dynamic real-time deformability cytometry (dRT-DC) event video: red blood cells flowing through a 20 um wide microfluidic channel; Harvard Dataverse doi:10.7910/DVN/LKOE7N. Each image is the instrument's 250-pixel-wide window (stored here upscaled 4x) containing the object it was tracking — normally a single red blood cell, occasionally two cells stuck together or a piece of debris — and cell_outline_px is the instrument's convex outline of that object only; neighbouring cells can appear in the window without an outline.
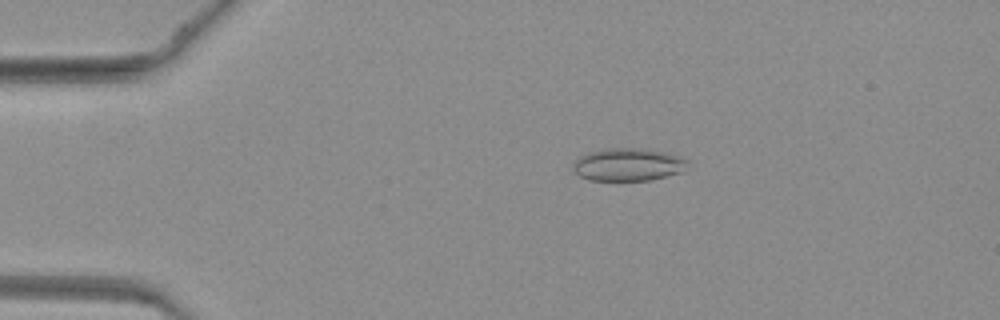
{"species": "common noctule bat (a hibernating species)", "species_latin": "Nyctalus noctula", "temperature_condition": "warm", "stored_images_in_passage": 47, "camera_frame_rate_fps": 3000, "um_per_image_px": 0.085, "animal": {"sex": "female", "body_mass_g": 19.3, "forearm_length_mm": 54.1}, "frame": {"image": 1, "passage_image": 10, "time_ms": 3.0, "image_size_px": [1000, 320], "cell_outline_px": [[688, 160], [684, 172], [648, 180], [588, 180], [580, 176], [572, 168], [572, 164], [580, 156], [592, 152], [608, 148], [636, 148], [664, 152], [680, 156]], "centroid_in_image_um": [53.4, 13.99], "position_along_channel_um": 31.6, "area_um2": 21.68}}
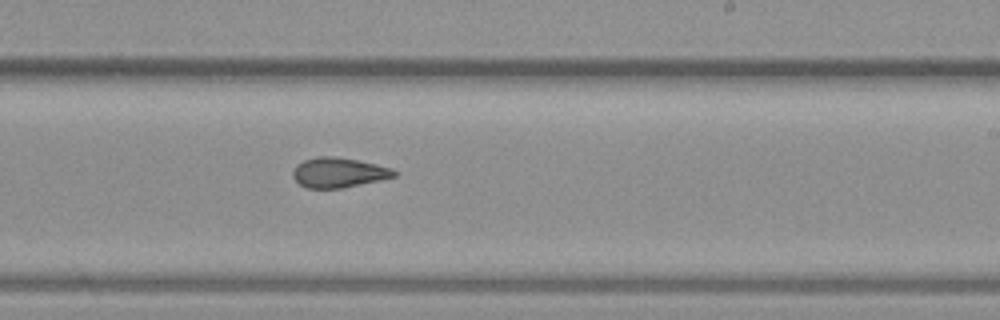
{"frame": {"image": 2, "passage_image": 29, "time_ms": 9.333, "image_size_px": [1000, 320], "cell_outline_px": [[400, 172], [396, 176], [380, 180], [340, 188], [308, 188], [300, 184], [292, 176], [292, 172], [296, 164], [304, 160], [316, 156], [332, 156], [356, 160], [376, 164], [392, 168]], "centroid_in_image_um": [28.79, 14.66], "position_along_channel_um": 260.2, "area_um2": 17.63}}
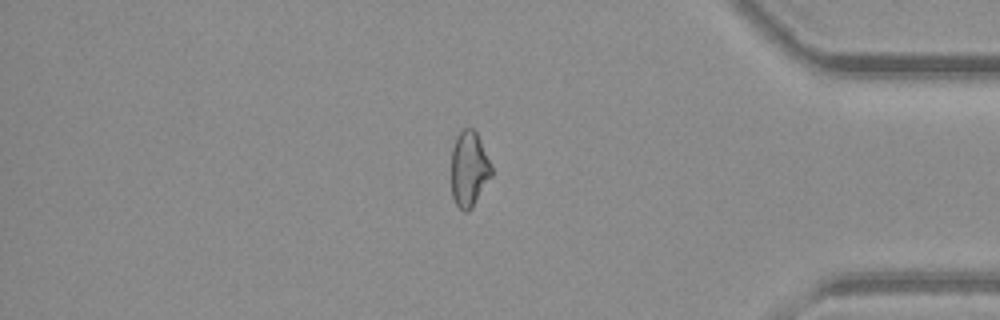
{"frame": {"image": 3, "passage_image": 40, "time_ms": 13.0, "image_size_px": [1000, 320], "cell_outline_px": [[492, 176], [472, 208], [468, 212], [464, 212], [456, 204], [452, 196], [452, 148], [456, 136], [464, 128], [472, 128], [476, 132], [492, 164]], "centroid_in_image_um": [39.88, 14.37], "position_along_channel_um": 395.3, "area_um2": 17.74}}